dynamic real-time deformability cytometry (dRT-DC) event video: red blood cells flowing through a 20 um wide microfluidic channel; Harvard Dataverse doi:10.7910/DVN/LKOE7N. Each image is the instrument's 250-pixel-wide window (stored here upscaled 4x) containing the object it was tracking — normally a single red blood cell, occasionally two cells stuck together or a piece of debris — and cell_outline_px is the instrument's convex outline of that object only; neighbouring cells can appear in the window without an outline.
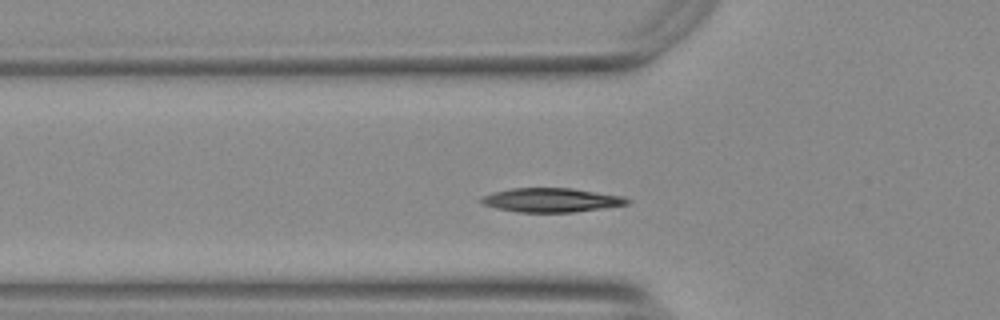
{"species": "Egyptian fruit bat (a non-hibernating species)", "species_latin": "Rousettus aegyptiacus", "temperature_condition": "warm", "stored_images_in_passage": 39, "camera_frame_rate_fps": 3000, "um_per_image_px": 0.085, "animal": {"sex": "female"}, "frame": {"image": 1, "passage_image": 2, "time_ms": 0.333, "image_size_px": [1000, 320], "cell_outline_px": [[632, 200], [628, 204], [604, 208], [572, 212], [516, 212], [496, 208], [480, 204], [480, 196], [512, 188], [572, 188], [624, 196]], "centroid_in_image_um": [46.86, 17.01], "position_along_channel_um": 78.9, "area_um2": 20.58}}
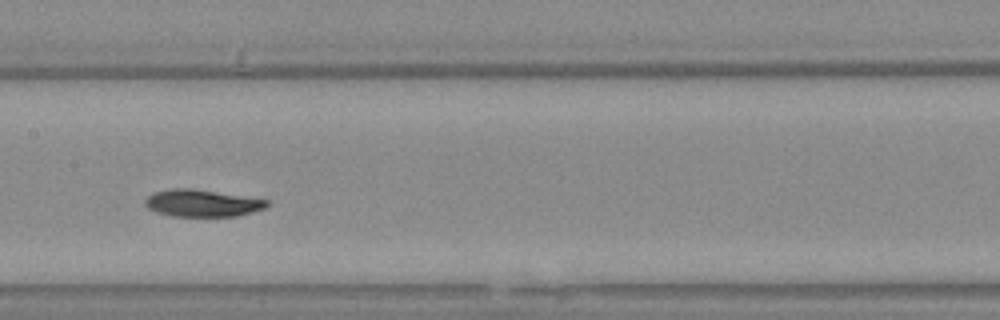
{"frame": {"image": 2, "passage_image": 11, "time_ms": 3.333, "image_size_px": [1000, 320], "cell_outline_px": [[268, 208], [236, 216], [172, 216], [156, 212], [148, 208], [144, 204], [144, 200], [148, 196], [156, 192], [172, 188], [192, 188], [268, 200]], "centroid_in_image_um": [17.18, 17.27], "position_along_channel_um": 190.2, "area_um2": 19.13}}
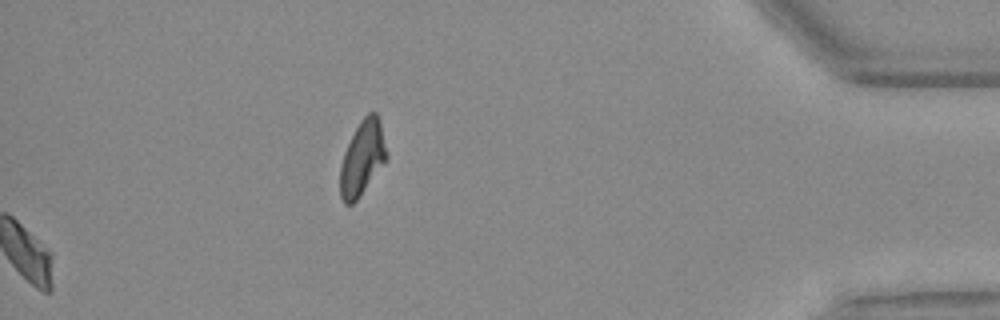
{"frame": {"image": 3, "passage_image": 39, "time_ms": 12.667, "image_size_px": [1000, 320], "cell_outline_px": [[388, 156], [356, 200], [352, 204], [344, 204], [340, 196], [340, 164], [344, 152], [360, 120], [368, 112], [376, 112], [380, 120]], "centroid_in_image_um": [30.78, 13.4], "position_along_channel_um": 404.4, "area_um2": 19.77}, "authors_computed_cell_mechanics": {"area_um2": 19.4208, "velocity_mm_per_s": 3.7046, "shape_relaxation_time_tau1_ms": 3.8492, "shape_relaxation_time_tau2_ms": 4.6967, "deformation_change_tau1": 0.1297, "deformation_change_tau2": 0.0701}}